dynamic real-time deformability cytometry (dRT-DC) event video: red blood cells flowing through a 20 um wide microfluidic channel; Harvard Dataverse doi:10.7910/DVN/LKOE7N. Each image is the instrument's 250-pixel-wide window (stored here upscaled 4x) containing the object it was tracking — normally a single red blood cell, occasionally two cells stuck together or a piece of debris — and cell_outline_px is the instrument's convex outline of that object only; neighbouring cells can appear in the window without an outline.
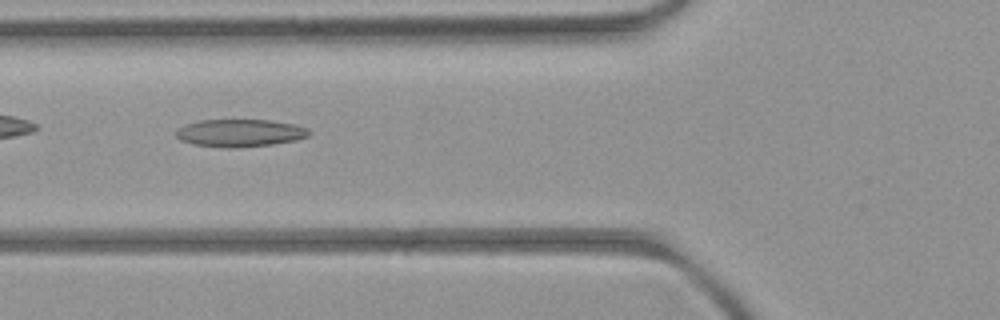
{"species": "common noctule bat (a hibernating species)", "species_latin": "Nyctalus noctula", "temperature_condition": "room temperature", "stored_images_in_passage": 3, "camera_frame_rate_fps": 3000, "um_per_image_px": 0.085, "animal": {"sex": "female", "body_mass_g": 21.9}, "frame": {"image": 1, "passage_image": 3, "time_ms": 2.333, "image_size_px": [1000, 320], "cell_outline_px": [[308, 136], [296, 140], [272, 144], [236, 148], [228, 148], [192, 144], [180, 140], [176, 136], [176, 132], [184, 124], [200, 120], [272, 120], [296, 124], [308, 128]], "centroid_in_image_um": [20.39, 11.3], "position_along_channel_um": 105.4, "area_um2": 21.39}}